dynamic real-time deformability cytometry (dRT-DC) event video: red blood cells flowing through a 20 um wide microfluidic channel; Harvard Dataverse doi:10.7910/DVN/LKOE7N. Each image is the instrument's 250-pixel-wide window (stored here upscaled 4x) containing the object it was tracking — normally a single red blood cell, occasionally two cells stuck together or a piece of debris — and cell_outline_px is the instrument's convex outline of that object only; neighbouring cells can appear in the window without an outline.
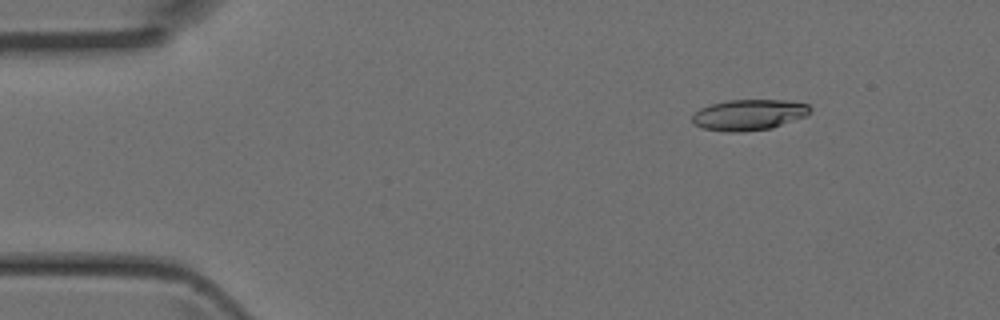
{"species": "Egyptian fruit bat (a non-hibernating species)", "species_latin": "Rousettus aegyptiacus", "temperature_condition": "room temperature", "stored_images_in_passage": 3, "camera_frame_rate_fps": 3000, "um_per_image_px": 0.085, "animal": {"sex": "female"}, "frame": {"image": 1, "passage_image": 2, "time_ms": 0.333, "image_size_px": [1000, 320], "cell_outline_px": [[812, 108], [808, 116], [772, 128], [740, 132], [728, 132], [704, 128], [692, 124], [692, 116], [700, 108], [712, 104], [728, 100], [784, 100], [808, 104]], "centroid_in_image_um": [63.68, 9.76], "position_along_channel_um": 21.3, "area_um2": 21.27}}
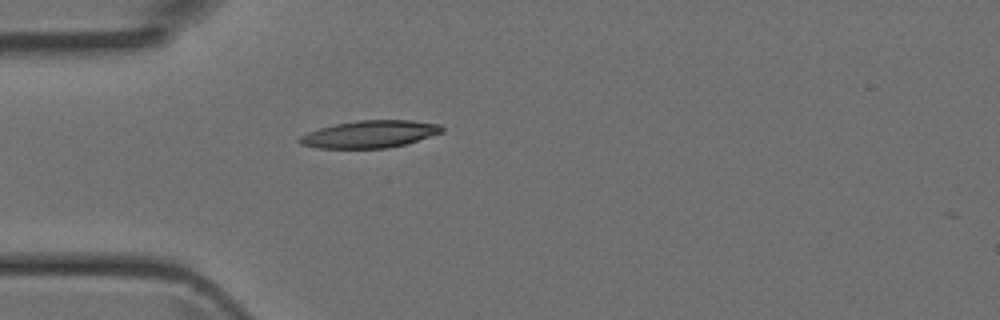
{"frame": {"image": 2, "passage_image": 3, "time_ms": 0.667, "image_size_px": [1000, 320], "cell_outline_px": [[444, 132], [404, 144], [388, 148], [316, 148], [300, 144], [296, 140], [300, 136], [308, 132], [320, 128], [336, 124], [360, 120], [412, 120], [440, 124], [444, 128]], "centroid_in_image_um": [31.43, 11.4], "position_along_channel_um": 53.6, "area_um2": 22.6}}